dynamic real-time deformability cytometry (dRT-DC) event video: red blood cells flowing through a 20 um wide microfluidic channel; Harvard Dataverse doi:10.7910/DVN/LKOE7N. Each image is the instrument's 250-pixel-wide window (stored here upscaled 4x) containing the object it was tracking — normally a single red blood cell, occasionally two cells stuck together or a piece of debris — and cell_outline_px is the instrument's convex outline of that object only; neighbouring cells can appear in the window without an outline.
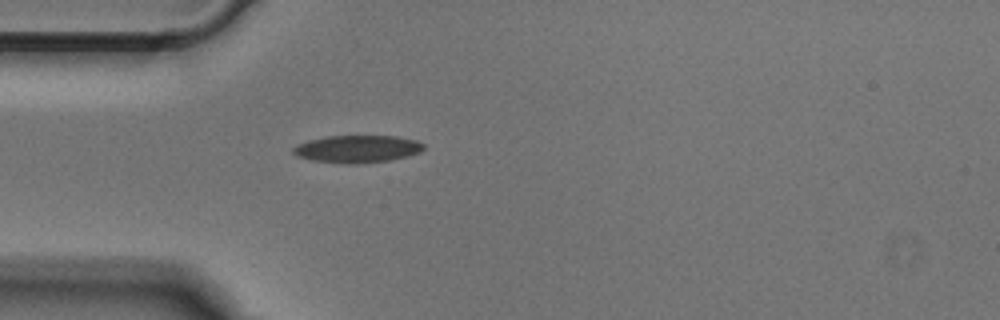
{"species": "Egyptian fruit bat (a non-hibernating species)", "species_latin": "Rousettus aegyptiacus", "temperature_condition": "cold", "stored_images_in_passage": 37, "camera_frame_rate_fps": 3000, "um_per_image_px": 0.085, "animal": {"sex": "male"}, "frame": {"image": 1, "passage_image": 1, "time_ms": 0.0, "image_size_px": [1000, 320], "cell_outline_px": [[424, 148], [420, 152], [408, 156], [388, 160], [356, 164], [348, 164], [312, 160], [296, 156], [292, 152], [292, 148], [296, 144], [308, 140], [328, 136], [396, 136], [416, 140], [424, 144]], "centroid_in_image_um": [30.34, 12.66], "position_along_channel_um": 54.7, "area_um2": 20.87}}
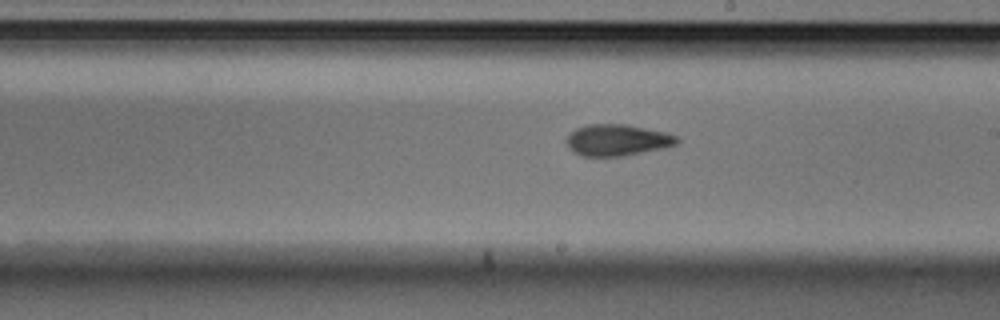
{"frame": {"image": 2, "passage_image": 15, "time_ms": 4.667, "image_size_px": [1000, 320], "cell_outline_px": [[680, 140], [676, 144], [664, 148], [620, 156], [580, 156], [572, 152], [568, 144], [568, 136], [576, 128], [588, 124], [624, 124], [664, 132], [676, 136]], "centroid_in_image_um": [52.46, 11.91], "position_along_channel_um": 236.5, "area_um2": 19.94}}
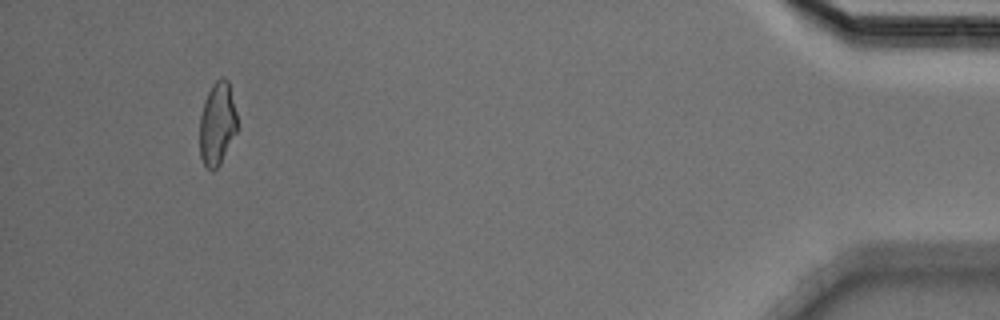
{"frame": {"image": 3, "passage_image": 34, "time_ms": 11.0, "image_size_px": [1000, 320], "cell_outline_px": [[236, 132], [220, 164], [212, 172], [204, 164], [200, 156], [200, 116], [204, 100], [212, 84], [220, 76], [224, 76], [228, 80], [236, 112]], "centroid_in_image_um": [18.45, 10.49], "position_along_channel_um": 416.7, "area_um2": 18.09}}